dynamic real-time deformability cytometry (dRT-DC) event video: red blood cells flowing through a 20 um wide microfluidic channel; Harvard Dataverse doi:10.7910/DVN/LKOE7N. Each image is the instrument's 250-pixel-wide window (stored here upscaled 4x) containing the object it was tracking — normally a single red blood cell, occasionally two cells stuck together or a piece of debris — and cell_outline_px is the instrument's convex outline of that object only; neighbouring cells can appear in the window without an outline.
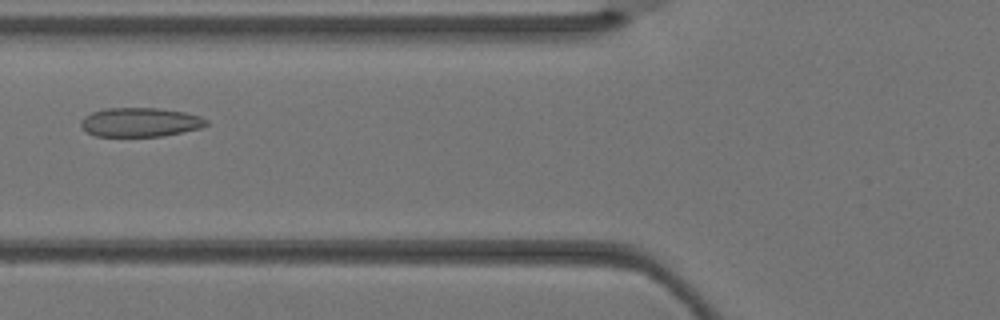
{"species": "Egyptian fruit bat (a non-hibernating species)", "species_latin": "Rousettus aegyptiacus", "temperature_condition": "warm", "stored_images_in_passage": 2, "camera_frame_rate_fps": 3000, "um_per_image_px": 0.085, "animal": {"sex": "female"}, "frame": {"image": 1, "passage_image": 2, "time_ms": 0.333, "image_size_px": [1000, 320], "cell_outline_px": [[208, 124], [200, 128], [164, 136], [96, 136], [88, 132], [80, 124], [80, 120], [84, 116], [92, 112], [104, 108], [160, 108], [184, 112], [200, 116], [208, 120]], "centroid_in_image_um": [11.92, 10.38], "position_along_channel_um": 113.9, "area_um2": 21.27}}